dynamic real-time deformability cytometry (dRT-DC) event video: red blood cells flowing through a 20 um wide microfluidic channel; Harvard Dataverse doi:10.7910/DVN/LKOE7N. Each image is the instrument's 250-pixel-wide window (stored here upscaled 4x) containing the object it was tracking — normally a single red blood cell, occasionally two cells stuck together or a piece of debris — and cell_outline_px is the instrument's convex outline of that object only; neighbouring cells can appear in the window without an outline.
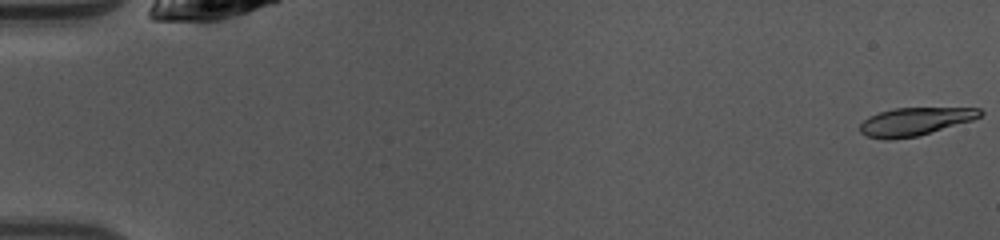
{"species": "common noctule bat (a hibernating species)", "species_latin": "Nyctalus noctula", "temperature_condition": "warm", "stored_images_in_passage": 15, "camera_frame_rate_fps": 3000, "um_per_image_px": 0.085, "animal": {"sex": "female", "body_mass_g": 10.0, "forearm_length_mm": 53.1}, "frame": {"image": 1, "passage_image": 1, "time_ms": 0.0, "image_size_px": [1000, 240], "cell_outline_px": [[984, 112], [980, 116], [972, 120], [916, 136], [888, 140], [884, 140], [868, 136], [860, 132], [860, 124], [868, 116], [880, 112], [896, 108], [980, 108]], "centroid_in_image_um": [77.74, 10.32], "position_along_channel_um": 7.3, "area_um2": 19.31}}
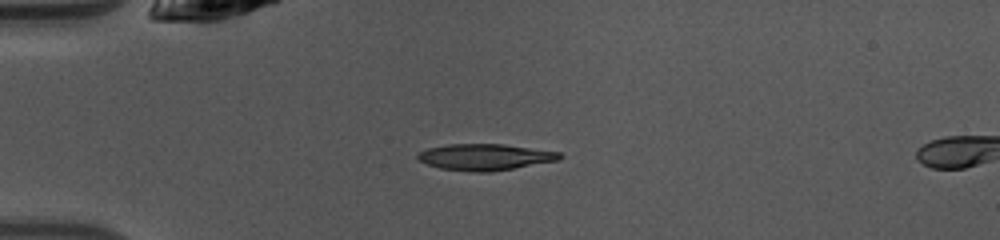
{"frame": {"image": 2, "passage_image": 13, "time_ms": 4.0, "image_size_px": [1000, 240], "cell_outline_px": [[564, 156], [560, 160], [492, 172], [472, 172], [440, 168], [428, 164], [420, 160], [416, 156], [420, 152], [428, 148], [448, 144], [504, 144], [560, 152]], "centroid_in_image_um": [41.27, 13.35], "position_along_channel_um": 43.7, "area_um2": 21.79}}